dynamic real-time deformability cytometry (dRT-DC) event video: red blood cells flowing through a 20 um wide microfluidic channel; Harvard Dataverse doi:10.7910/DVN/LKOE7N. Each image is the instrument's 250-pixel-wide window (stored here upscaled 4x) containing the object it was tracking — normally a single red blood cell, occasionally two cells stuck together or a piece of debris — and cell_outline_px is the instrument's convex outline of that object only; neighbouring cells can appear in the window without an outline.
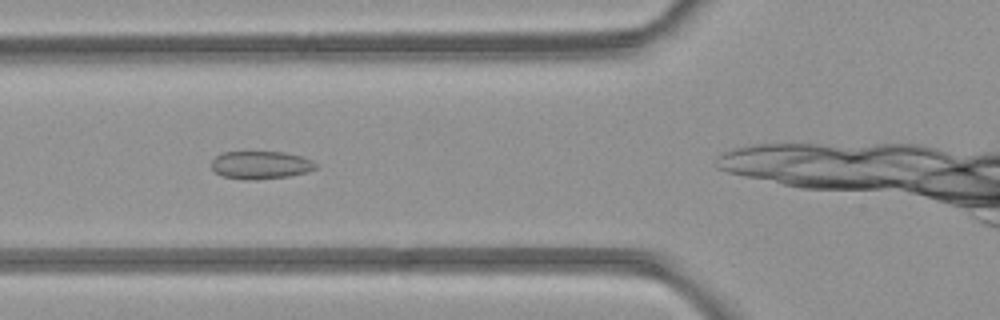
{"species": "common noctule bat (a hibernating species)", "species_latin": "Nyctalus noctula", "temperature_condition": "room temperature", "stored_images_in_passage": 27, "camera_frame_rate_fps": 3000, "um_per_image_px": 0.085, "animal": {"sex": "female", "body_mass_g": 21.9}, "frame": {"image": 1, "passage_image": 6, "time_ms": 1.667, "image_size_px": [1000, 320], "cell_outline_px": [[316, 168], [308, 172], [288, 176], [256, 180], [244, 180], [224, 176], [216, 172], [212, 168], [212, 160], [216, 156], [224, 152], [284, 152], [300, 156], [312, 160], [316, 164]], "centroid_in_image_um": [22.16, 14.03], "position_along_channel_um": 103.6, "area_um2": 16.88}}
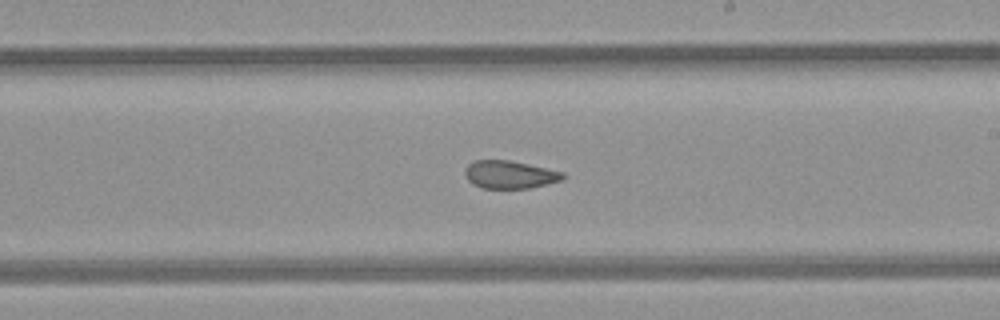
{"frame": {"image": 2, "passage_image": 16, "time_ms": 5.0, "image_size_px": [1000, 320], "cell_outline_px": [[568, 176], [560, 180], [528, 188], [484, 188], [472, 184], [464, 176], [464, 168], [468, 164], [476, 160], [508, 160], [528, 164], [564, 172]], "centroid_in_image_um": [43.29, 14.83], "position_along_channel_um": 245.7, "area_um2": 15.84}}
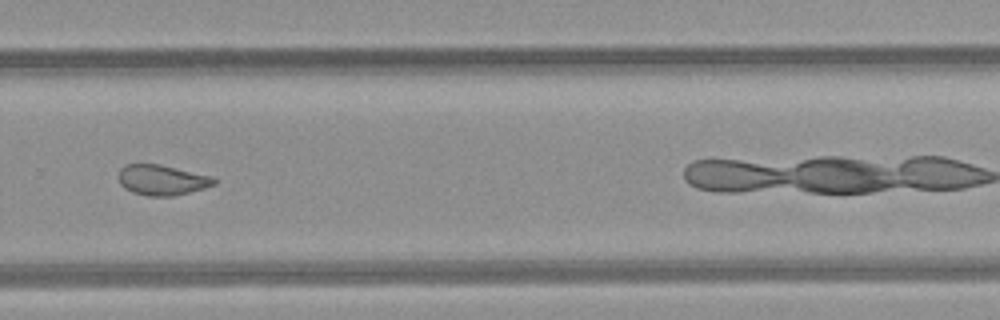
{"frame": {"image": 3, "passage_image": 21, "time_ms": 6.667, "image_size_px": [1000, 320], "cell_outline_px": [[216, 184], [204, 188], [172, 196], [148, 196], [132, 192], [124, 188], [120, 184], [120, 168], [124, 164], [160, 164], [212, 176], [216, 180]], "centroid_in_image_um": [13.77, 15.29], "position_along_channel_um": 316.0, "area_um2": 16.82}}